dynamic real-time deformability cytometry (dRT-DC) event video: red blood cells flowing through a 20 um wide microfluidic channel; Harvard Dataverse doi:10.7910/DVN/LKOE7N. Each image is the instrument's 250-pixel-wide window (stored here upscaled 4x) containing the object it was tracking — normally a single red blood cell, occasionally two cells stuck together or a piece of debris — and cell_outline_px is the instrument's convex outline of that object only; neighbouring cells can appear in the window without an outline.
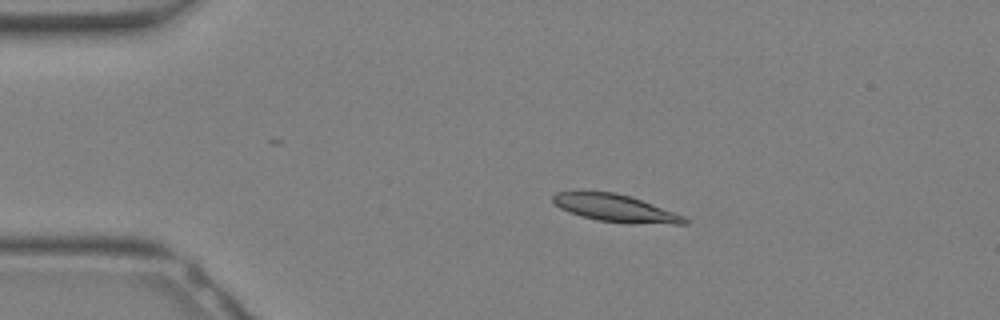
{"species": "Egyptian fruit bat (a non-hibernating species)", "species_latin": "Rousettus aegyptiacus", "temperature_condition": "warm", "stored_images_in_passage": 27, "camera_frame_rate_fps": 3000, "um_per_image_px": 0.085, "animal": {"sex": "female"}, "frame": {"image": 1, "passage_image": 1, "time_ms": 0.0, "image_size_px": [1000, 320], "cell_outline_px": [[688, 224], [628, 224], [596, 220], [580, 216], [568, 212], [560, 208], [552, 200], [552, 196], [556, 192], [580, 188], [616, 192], [632, 196], [684, 216], [688, 220]], "centroid_in_image_um": [52.23, 17.65], "position_along_channel_um": 32.8, "area_um2": 22.02}}
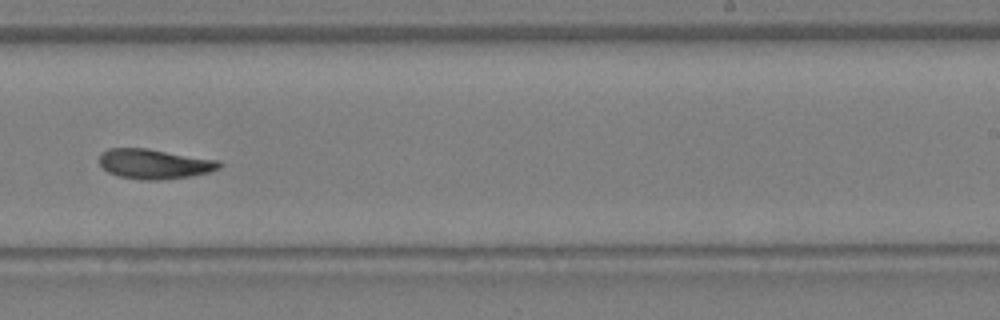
{"frame": {"image": 2, "passage_image": 15, "time_ms": 4.667, "image_size_px": [1000, 320], "cell_outline_px": [[220, 168], [208, 172], [188, 176], [156, 180], [144, 180], [116, 176], [108, 172], [100, 164], [100, 152], [108, 148], [148, 148], [220, 160]], "centroid_in_image_um": [13.09, 13.92], "position_along_channel_um": 275.9, "area_um2": 20.87}}
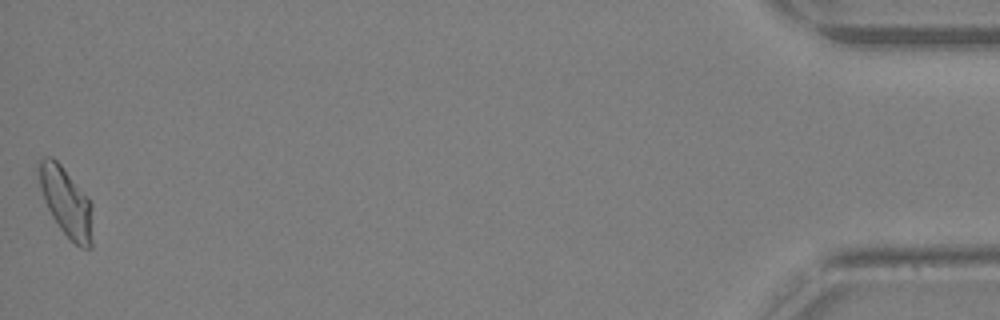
{"frame": {"image": 3, "passage_image": 27, "time_ms": 8.667, "image_size_px": [1000, 320], "cell_outline_px": [[92, 248], [80, 248], [60, 228], [52, 216], [44, 200], [40, 188], [36, 168], [40, 160], [44, 156], [52, 156], [60, 164], [88, 196], [92, 204]], "centroid_in_image_um": [5.62, 17.14], "position_along_channel_um": 429.6, "area_um2": 21.73}}